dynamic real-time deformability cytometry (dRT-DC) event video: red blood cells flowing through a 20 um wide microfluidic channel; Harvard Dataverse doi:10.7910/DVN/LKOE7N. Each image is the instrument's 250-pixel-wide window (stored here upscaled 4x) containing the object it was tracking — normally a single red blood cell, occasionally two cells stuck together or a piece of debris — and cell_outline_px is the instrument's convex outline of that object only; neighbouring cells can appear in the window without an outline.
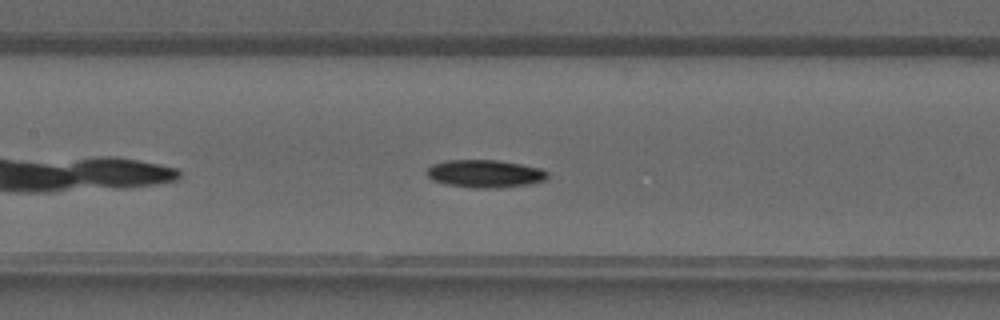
{"species": "common noctule bat (a hibernating species)", "species_latin": "Nyctalus noctula", "temperature_condition": "warm", "stored_images_in_passage": 23, "camera_frame_rate_fps": 3000, "um_per_image_px": 0.085, "animal": {"sex": "male", "forearm_length_mm": 52.5}, "frame": {"image": 1, "passage_image": 8, "time_ms": 2.333, "image_size_px": [1000, 320], "cell_outline_px": [[548, 176], [544, 180], [528, 184], [500, 188], [476, 188], [444, 184], [432, 180], [428, 176], [428, 168], [432, 164], [448, 160], [496, 160], [520, 164], [540, 168], [548, 172]], "centroid_in_image_um": [41.21, 14.77], "position_along_channel_um": 166.2, "area_um2": 19.42}}
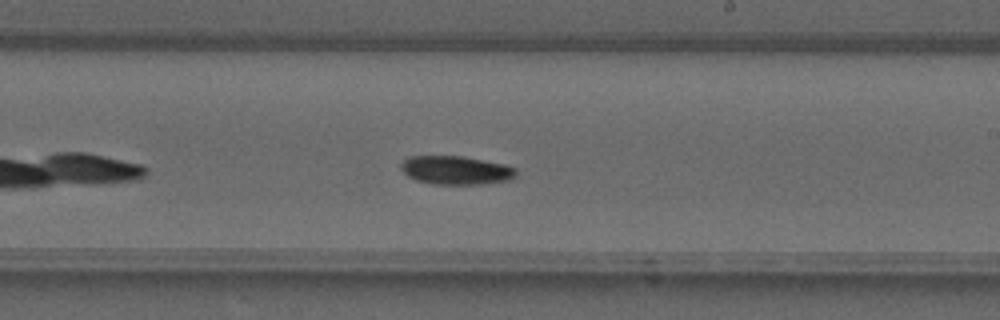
{"frame": {"image": 2, "passage_image": 13, "time_ms": 4.0, "image_size_px": [1000, 320], "cell_outline_px": [[516, 176], [508, 180], [484, 184], [432, 184], [416, 180], [408, 176], [400, 168], [400, 164], [408, 156], [464, 156], [504, 164], [516, 168]], "centroid_in_image_um": [38.75, 14.46], "position_along_channel_um": 250.3, "area_um2": 19.25}}
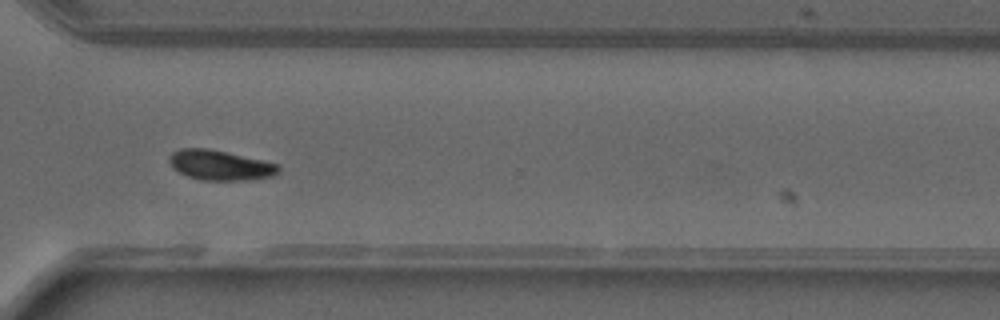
{"frame": {"image": 3, "passage_image": 19, "time_ms": 6.0, "image_size_px": [1000, 320], "cell_outline_px": [[280, 172], [272, 176], [248, 180], [200, 180], [188, 176], [180, 172], [168, 160], [168, 156], [172, 152], [180, 148], [208, 148], [260, 160], [276, 164], [280, 168]], "centroid_in_image_um": [18.69, 14.04], "position_along_channel_um": 351.9, "area_um2": 18.79}}